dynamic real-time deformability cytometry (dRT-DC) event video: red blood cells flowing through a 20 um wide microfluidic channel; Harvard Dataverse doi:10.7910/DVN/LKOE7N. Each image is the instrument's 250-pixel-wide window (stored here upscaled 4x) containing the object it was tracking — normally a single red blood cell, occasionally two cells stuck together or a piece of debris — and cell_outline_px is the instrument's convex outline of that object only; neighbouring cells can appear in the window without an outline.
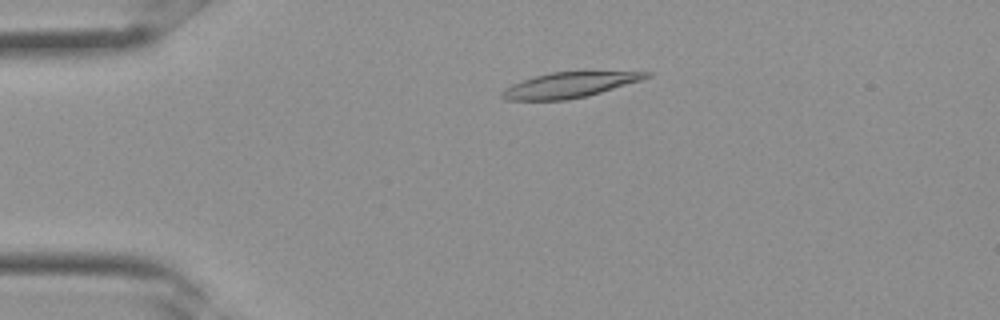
{"species": "Egyptian fruit bat (a non-hibernating species)", "species_latin": "Rousettus aegyptiacus", "temperature_condition": "room temperature", "stored_images_in_passage": 30, "camera_frame_rate_fps": 3000, "um_per_image_px": 0.085, "frame": {"image": 1, "passage_image": 4, "time_ms": 1.0, "image_size_px": [1000, 320], "cell_outline_px": [[652, 76], [640, 80], [588, 96], [568, 100], [504, 100], [500, 96], [500, 92], [504, 88], [512, 84], [536, 76], [552, 72], [652, 72]], "centroid_in_image_um": [48.35, 7.24], "position_along_channel_um": 36.7, "area_um2": 21.04}}
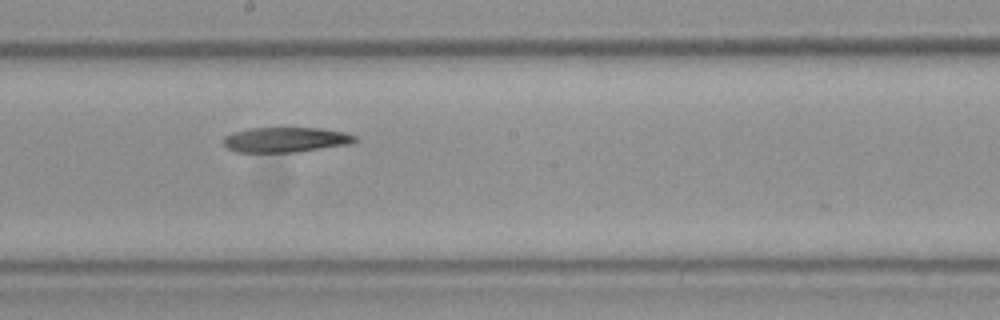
{"frame": {"image": 2, "passage_image": 15, "time_ms": 4.667, "image_size_px": [1000, 320], "cell_outline_px": [[360, 140], [352, 144], [296, 152], [236, 152], [228, 148], [224, 144], [224, 136], [232, 132], [248, 128], [320, 128], [344, 132], [356, 136]], "centroid_in_image_um": [24.31, 11.87], "position_along_channel_um": 223.9, "area_um2": 19.36}}
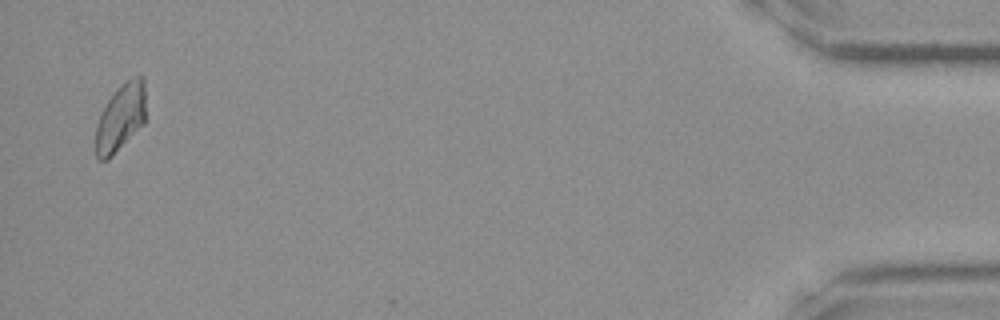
{"frame": {"image": 3, "passage_image": 29, "time_ms": 9.333, "image_size_px": [1000, 320], "cell_outline_px": [[144, 124], [108, 160], [100, 160], [96, 156], [96, 124], [108, 100], [120, 84], [132, 76], [144, 76]], "centroid_in_image_um": [10.25, 9.99], "position_along_channel_um": 424.9, "area_um2": 19.54}}